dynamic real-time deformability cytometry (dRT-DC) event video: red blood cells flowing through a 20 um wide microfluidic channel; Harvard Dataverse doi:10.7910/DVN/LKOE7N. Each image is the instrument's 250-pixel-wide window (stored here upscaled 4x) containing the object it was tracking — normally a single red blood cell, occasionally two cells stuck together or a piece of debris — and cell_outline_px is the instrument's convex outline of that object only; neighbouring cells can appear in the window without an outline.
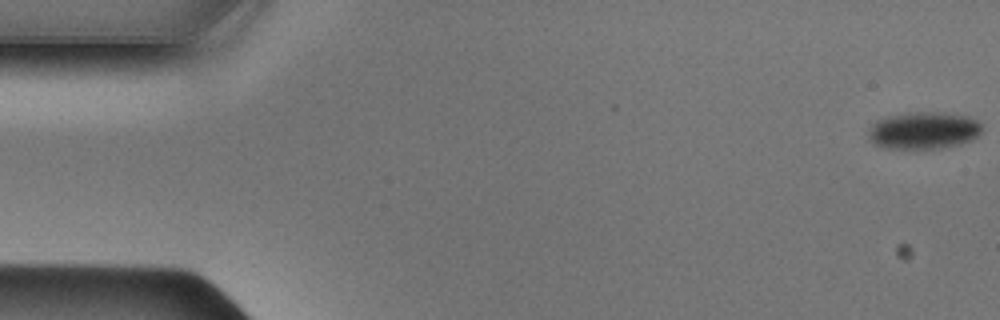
{"species": "Egyptian fruit bat (a non-hibernating species)", "species_latin": "Rousettus aegyptiacus", "temperature_condition": "cold", "stored_images_in_passage": 49, "camera_frame_rate_fps": 3000, "um_per_image_px": 0.085, "animal": {"sex": "male"}, "frame": {"image": 1, "passage_image": 1, "time_ms": 0.0, "image_size_px": [1000, 320], "cell_outline_px": [[980, 132], [972, 140], [960, 144], [944, 148], [884, 148], [876, 144], [868, 136], [868, 132], [872, 124], [876, 120], [892, 116], [912, 112], [936, 112], [972, 116], [980, 124]], "centroid_in_image_um": [78.53, 11.09], "position_along_channel_um": 6.5, "area_um2": 24.39}}
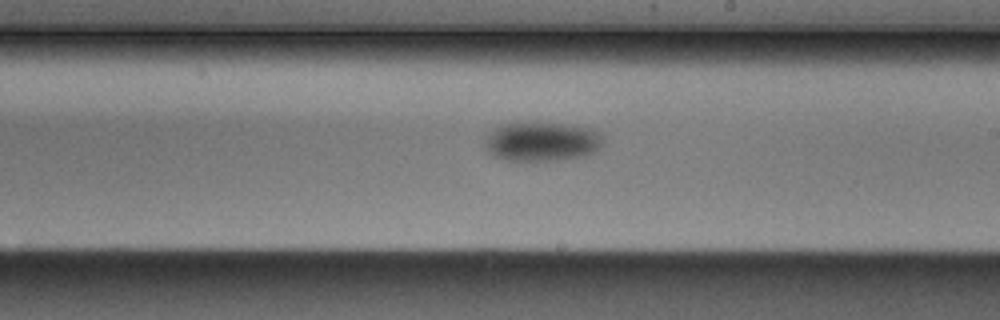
{"frame": {"image": 2, "passage_image": 28, "time_ms": 9.0, "image_size_px": [1000, 320], "cell_outline_px": [[604, 140], [600, 148], [596, 152], [588, 156], [556, 160], [508, 160], [492, 156], [488, 152], [488, 136], [500, 124], [516, 120], [560, 124], [592, 128], [600, 132], [604, 136]], "centroid_in_image_um": [46.13, 12.01], "position_along_channel_um": 242.9, "area_um2": 27.46}}
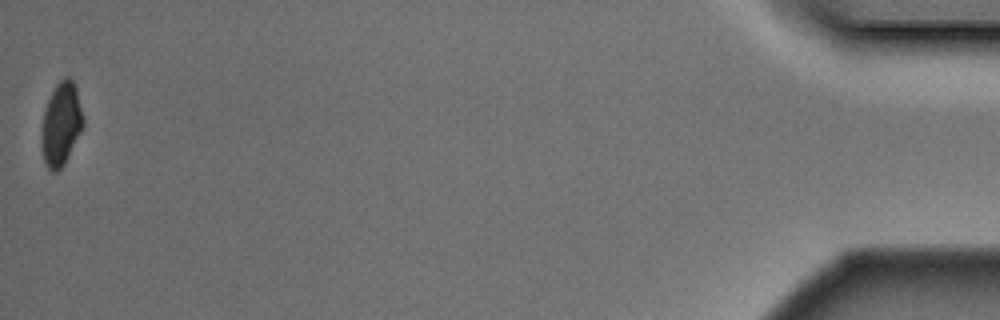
{"frame": {"image": 3, "passage_image": 49, "time_ms": 16.0, "image_size_px": [1000, 320], "cell_outline_px": [[84, 124], [64, 164], [56, 172], [52, 172], [44, 164], [40, 144], [40, 136], [44, 112], [48, 100], [56, 84], [64, 76], [68, 76], [72, 80], [76, 88], [84, 116]], "centroid_in_image_um": [5.17, 10.55], "position_along_channel_um": 430.0, "area_um2": 20.29}}